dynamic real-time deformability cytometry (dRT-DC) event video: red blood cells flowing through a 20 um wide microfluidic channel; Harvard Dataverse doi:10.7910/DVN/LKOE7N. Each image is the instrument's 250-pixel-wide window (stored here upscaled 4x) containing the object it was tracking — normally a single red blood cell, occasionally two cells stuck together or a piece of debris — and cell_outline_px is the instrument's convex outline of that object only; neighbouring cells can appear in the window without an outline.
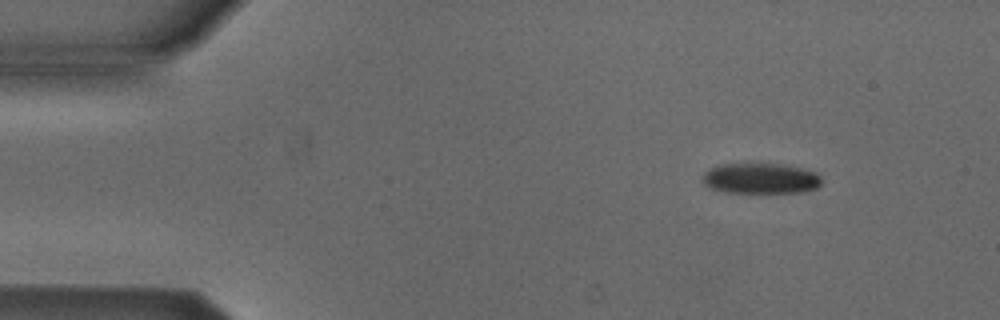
{"species": "Egyptian fruit bat (a non-hibernating species)", "species_latin": "Rousettus aegyptiacus", "temperature_condition": "cold", "stored_images_in_passage": 48, "camera_frame_rate_fps": 3000, "um_per_image_px": 0.085, "animal": {"sex": "male"}, "frame": {"image": 1, "passage_image": 1, "time_ms": 0.0, "image_size_px": [1000, 320], "cell_outline_px": [[820, 184], [816, 188], [800, 192], [724, 192], [708, 188], [700, 180], [700, 176], [704, 172], [720, 164], [780, 164], [800, 168], [816, 172], [820, 176]], "centroid_in_image_um": [64.58, 15.17], "position_along_channel_um": 20.4, "area_um2": 21.15}}
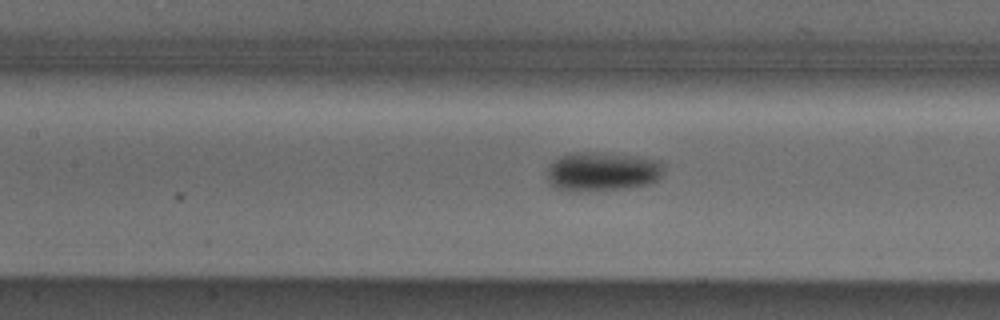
{"frame": {"image": 2, "passage_image": 18, "time_ms": 5.667, "image_size_px": [1000, 320], "cell_outline_px": [[664, 172], [652, 184], [628, 188], [576, 192], [572, 192], [552, 188], [548, 176], [548, 168], [560, 156], [576, 152], [600, 152], [640, 156], [660, 160], [664, 168]], "centroid_in_image_um": [51.23, 14.59], "position_along_channel_um": 156.2, "area_um2": 27.05}}
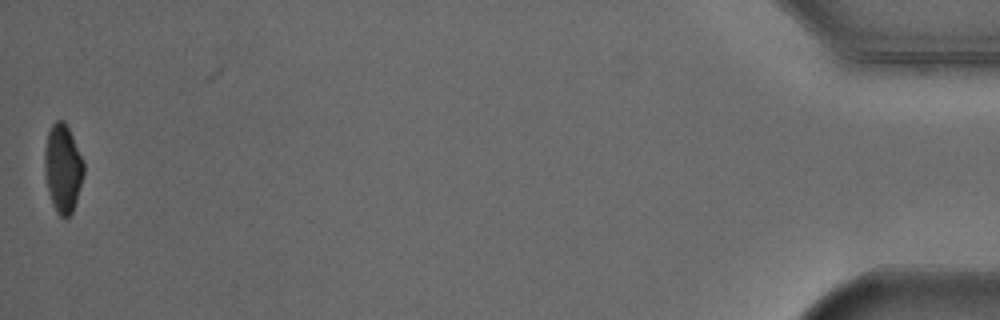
{"frame": {"image": 3, "passage_image": 47, "time_ms": 15.333, "image_size_px": [1000, 320], "cell_outline_px": [[84, 172], [76, 200], [72, 212], [68, 216], [60, 216], [56, 212], [52, 204], [48, 192], [44, 172], [44, 152], [48, 132], [52, 124], [56, 120], [64, 120], [84, 160]], "centroid_in_image_um": [5.33, 14.29], "position_along_channel_um": 429.9, "area_um2": 20.06}, "authors_computed_cell_mechanics": {"area_um2": 23.4379, "velocity_mm_per_s": 3.8824, "shape_relaxation_time_tau1_ms": 3.6827, "shape_relaxation_time_tau2_ms": null, "deformation_change_tau1": 0.1134, "deformation_change_tau2": null}}